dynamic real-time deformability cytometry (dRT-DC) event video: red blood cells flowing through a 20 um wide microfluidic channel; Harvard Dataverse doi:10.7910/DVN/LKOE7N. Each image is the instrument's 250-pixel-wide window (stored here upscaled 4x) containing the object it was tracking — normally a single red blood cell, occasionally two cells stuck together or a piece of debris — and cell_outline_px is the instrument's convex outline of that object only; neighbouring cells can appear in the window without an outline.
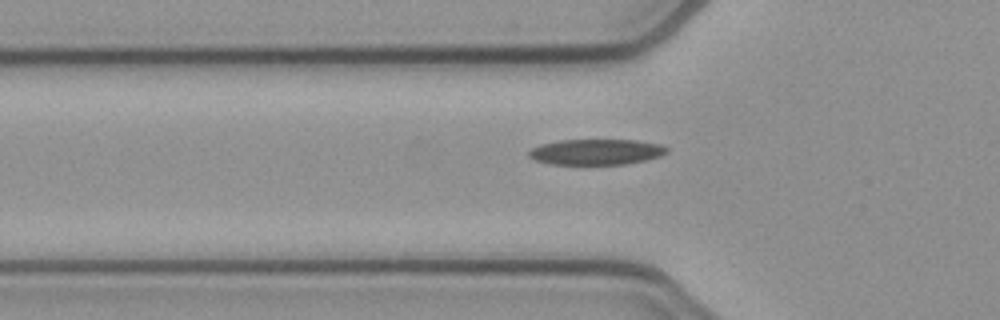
{"species": "common noctule bat (a hibernating species)", "species_latin": "Nyctalus noctula", "temperature_condition": "cold", "stored_images_in_passage": 39, "camera_frame_rate_fps": 3000, "um_per_image_px": 0.085, "animal": {"sex": "female", "body_mass_g": 21.9}, "frame": {"image": 1, "passage_image": 10, "time_ms": 3.0, "image_size_px": [1000, 320], "cell_outline_px": [[668, 152], [660, 156], [628, 164], [548, 164], [536, 160], [528, 156], [528, 152], [532, 148], [540, 144], [560, 140], [636, 140], [660, 144], [668, 148]], "centroid_in_image_um": [50.67, 12.91], "position_along_channel_um": 75.1, "area_um2": 20.63}}
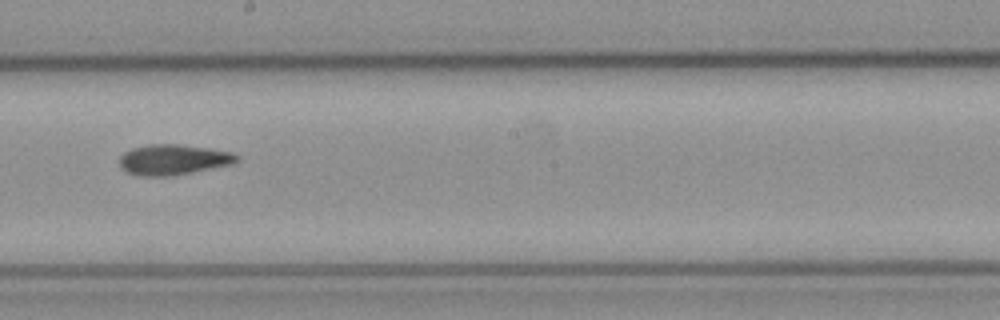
{"frame": {"image": 2, "passage_image": 22, "time_ms": 7.0, "image_size_px": [1000, 320], "cell_outline_px": [[240, 160], [232, 164], [192, 172], [168, 176], [136, 176], [120, 168], [120, 156], [124, 152], [132, 148], [148, 144], [176, 144], [208, 148], [232, 152], [240, 156]], "centroid_in_image_um": [14.72, 13.57], "position_along_channel_um": 233.5, "area_um2": 20.87}}
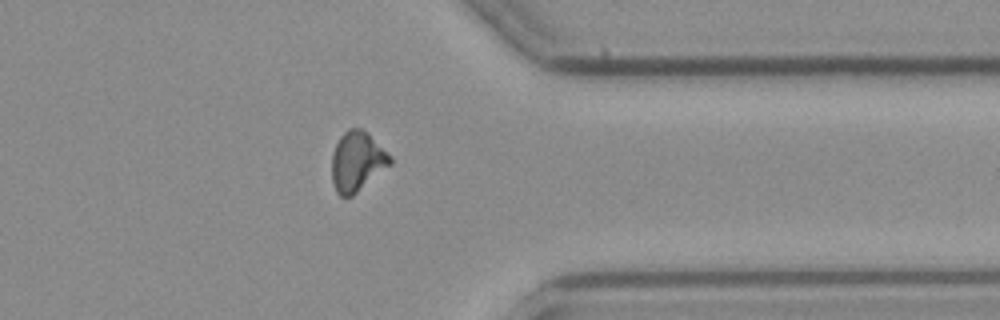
{"frame": {"image": 3, "passage_image": 34, "time_ms": 11.0, "image_size_px": [1000, 320], "cell_outline_px": [[392, 164], [352, 196], [340, 196], [336, 192], [332, 180], [332, 152], [340, 136], [348, 128], [360, 128], [368, 132], [392, 156]], "centroid_in_image_um": [30.37, 13.71], "position_along_channel_um": 381.0, "area_um2": 20.46}, "authors_computed_cell_mechanics": {"area_um2": 20.1722, "velocity_mm_per_s": 3.916, "shape_relaxation_time_tau1_ms": 10.6976, "shape_relaxation_time_tau2_ms": 6.4473, "deformation_change_tau1": 0.2387, "deformation_change_tau2": 0.1561}}